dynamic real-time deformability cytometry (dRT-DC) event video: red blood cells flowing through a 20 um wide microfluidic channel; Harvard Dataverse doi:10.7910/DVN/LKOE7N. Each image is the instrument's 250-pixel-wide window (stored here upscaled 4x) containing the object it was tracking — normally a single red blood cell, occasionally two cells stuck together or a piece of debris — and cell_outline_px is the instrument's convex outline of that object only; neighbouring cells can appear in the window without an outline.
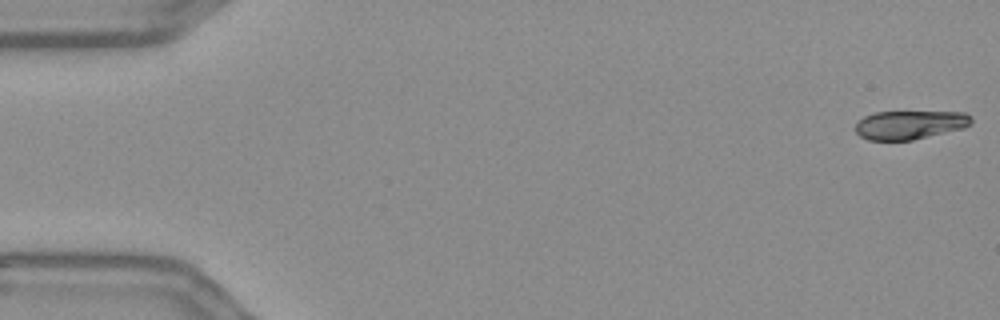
{"species": "Egyptian fruit bat (a non-hibernating species)", "species_latin": "Rousettus aegyptiacus", "temperature_condition": "warm", "stored_images_in_passage": 55, "camera_frame_rate_fps": 3000, "um_per_image_px": 0.085, "frame": {"image": 1, "passage_image": 1, "time_ms": 0.0, "image_size_px": [1000, 320], "cell_outline_px": [[972, 124], [964, 128], [912, 140], [868, 140], [860, 136], [856, 132], [856, 124], [864, 116], [876, 112], [964, 112], [972, 116]], "centroid_in_image_um": [77.36, 10.61], "position_along_channel_um": 7.6, "area_um2": 19.36}}
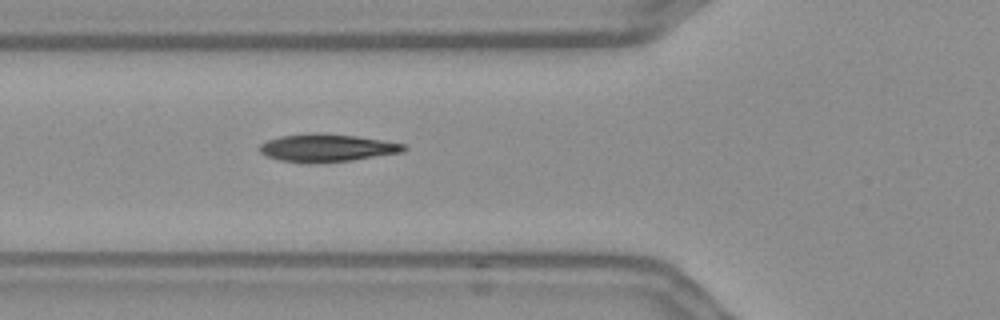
{"frame": {"image": 2, "passage_image": 20, "time_ms": 6.333, "image_size_px": [1000, 320], "cell_outline_px": [[408, 148], [404, 152], [352, 160], [308, 164], [280, 160], [268, 156], [260, 152], [260, 144], [268, 140], [280, 136], [308, 132], [320, 132], [356, 136], [404, 144]], "centroid_in_image_um": [27.78, 12.56], "position_along_channel_um": 98.0, "area_um2": 23.47}}
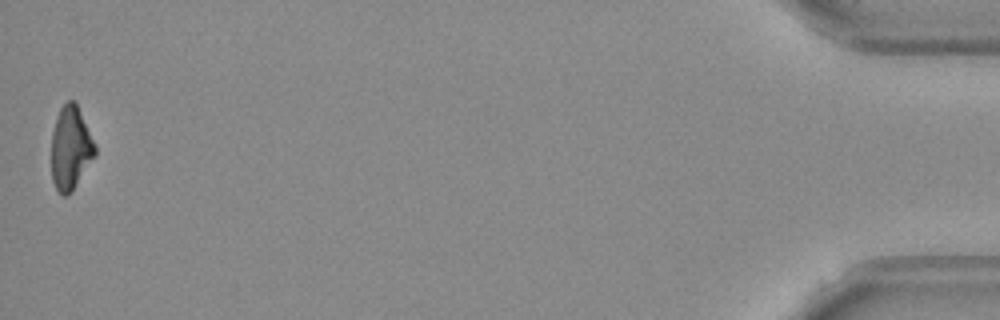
{"frame": {"image": 3, "passage_image": 55, "time_ms": 18.0, "image_size_px": [1000, 320], "cell_outline_px": [[96, 156], [72, 192], [68, 196], [64, 196], [56, 192], [52, 180], [52, 132], [56, 116], [60, 108], [68, 100], [76, 100], [96, 144]], "centroid_in_image_um": [6.02, 12.59], "position_along_channel_um": 429.2, "area_um2": 21.79}, "authors_computed_cell_mechanics": {"area_um2": 22.1374, "velocity_mm_per_s": 3.6607, "shape_relaxation_time_tau1_ms": 4.1855, "shape_relaxation_time_tau2_ms": 2.2669, "deformation_change_tau1": 0.1823, "deformation_change_tau2": 0.0804}}